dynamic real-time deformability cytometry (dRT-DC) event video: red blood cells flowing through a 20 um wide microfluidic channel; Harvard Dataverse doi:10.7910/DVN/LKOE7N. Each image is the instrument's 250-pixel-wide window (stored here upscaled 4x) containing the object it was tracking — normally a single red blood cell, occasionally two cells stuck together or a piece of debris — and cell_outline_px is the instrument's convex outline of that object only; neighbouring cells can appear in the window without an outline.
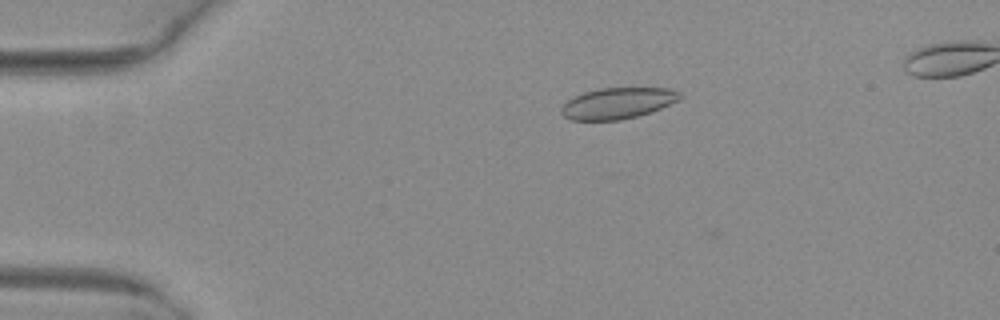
{"species": "common noctule bat (a hibernating species)", "species_latin": "Nyctalus noctula", "temperature_condition": "warm", "stored_images_in_passage": 5, "camera_frame_rate_fps": 3000, "um_per_image_px": 0.085, "animal": {"sex": "female", "body_mass_g": 29.2, "forearm_length_mm": 56.3}, "frame": {"image": 1, "passage_image": 3, "time_ms": 0.667, "image_size_px": [1000, 320], "cell_outline_px": [[684, 96], [660, 108], [636, 116], [620, 120], [572, 120], [564, 116], [560, 112], [560, 108], [568, 100], [584, 92], [600, 88], [668, 88], [680, 92]], "centroid_in_image_um": [52.47, 8.77], "position_along_channel_um": 32.5, "area_um2": 21.21}}